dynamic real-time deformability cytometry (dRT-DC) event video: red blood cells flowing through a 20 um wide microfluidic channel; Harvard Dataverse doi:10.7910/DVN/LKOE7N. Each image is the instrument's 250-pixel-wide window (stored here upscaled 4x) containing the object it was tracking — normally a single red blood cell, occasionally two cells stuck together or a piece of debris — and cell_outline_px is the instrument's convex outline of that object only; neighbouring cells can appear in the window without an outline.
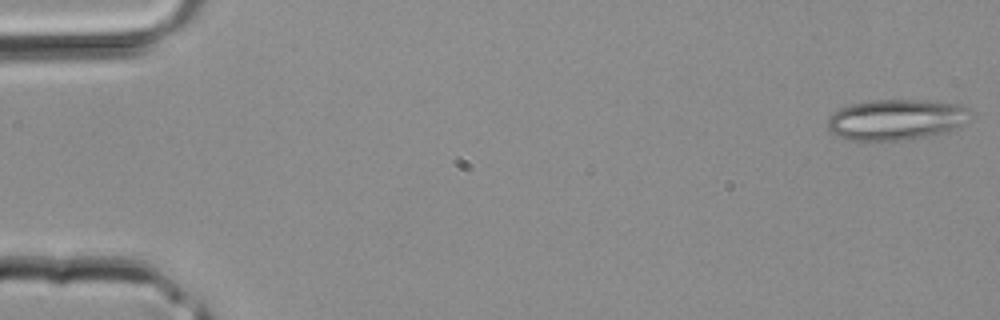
{"species": "common noctule bat (a hibernating species)", "species_latin": "Nyctalus noctula", "temperature_condition": "room temperature", "stored_images_in_passage": 39, "camera_frame_rate_fps": 3000, "um_per_image_px": 0.085, "animal": {"sex": "male", "body_mass_g": 20.4}, "frame": {"image": 1, "passage_image": 1, "time_ms": 0.0, "image_size_px": [1000, 320], "cell_outline_px": [[968, 112], [964, 124], [948, 132], [928, 136], [904, 140], [852, 140], [840, 136], [832, 132], [828, 128], [828, 116], [840, 108], [852, 104], [872, 100], [920, 100], [956, 104], [968, 108]], "centroid_in_image_um": [76.15, 10.17], "position_along_channel_um": 8.8, "area_um2": 33.52}}
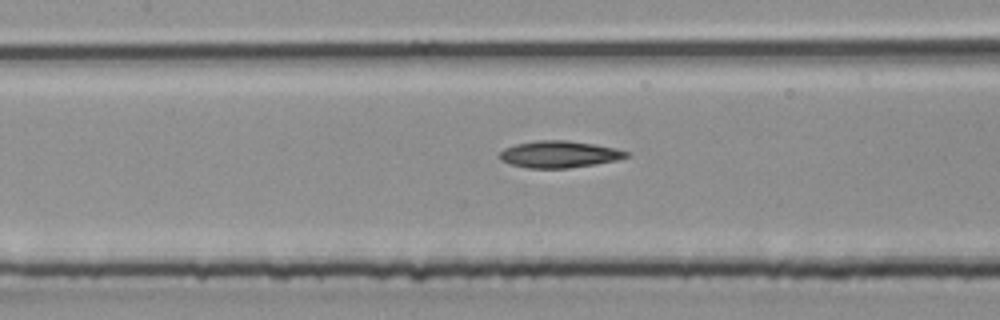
{"frame": {"image": 2, "passage_image": 18, "time_ms": 5.667, "image_size_px": [1000, 320], "cell_outline_px": [[632, 156], [620, 160], [596, 164], [568, 168], [528, 168], [508, 164], [500, 160], [496, 156], [504, 148], [516, 144], [536, 140], [568, 140], [596, 144], [616, 148], [632, 152]], "centroid_in_image_um": [47.57, 13.11], "position_along_channel_um": 159.8, "area_um2": 20.35}}
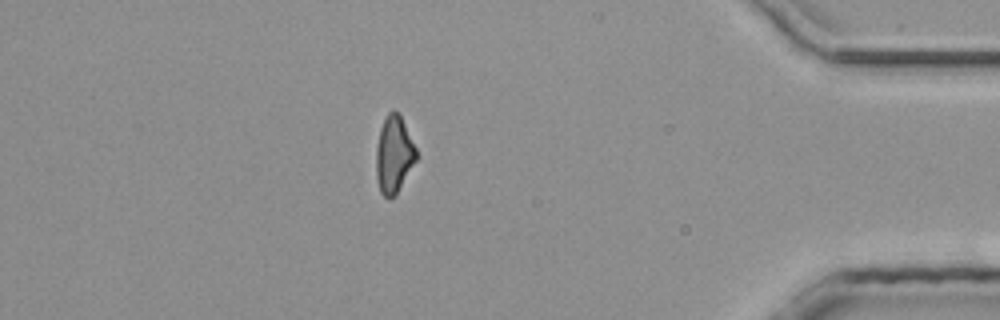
{"frame": {"image": 3, "passage_image": 34, "time_ms": 11.0, "image_size_px": [1000, 320], "cell_outline_px": [[420, 156], [396, 192], [388, 200], [380, 192], [376, 176], [376, 148], [380, 128], [388, 112], [392, 108], [400, 112]], "centroid_in_image_um": [33.5, 13.08], "position_along_channel_um": 401.7, "area_um2": 18.32}}